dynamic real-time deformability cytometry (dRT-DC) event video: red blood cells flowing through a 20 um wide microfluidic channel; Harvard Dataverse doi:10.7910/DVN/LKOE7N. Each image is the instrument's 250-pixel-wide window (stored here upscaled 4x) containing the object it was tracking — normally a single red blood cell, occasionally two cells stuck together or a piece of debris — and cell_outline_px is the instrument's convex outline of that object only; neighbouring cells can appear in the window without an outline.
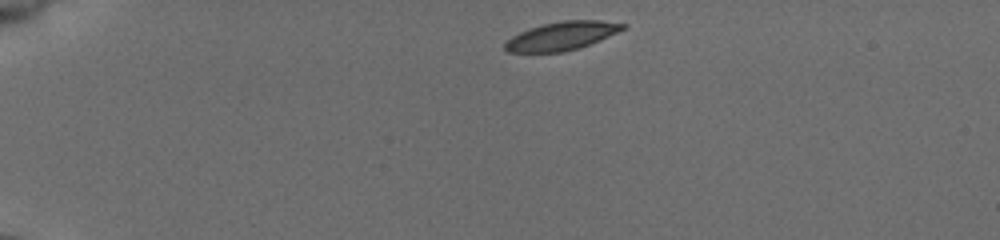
{"species": "common noctule bat (a hibernating species)", "species_latin": "Nyctalus noctula", "temperature_condition": "cold", "stored_images_in_passage": 43, "camera_frame_rate_fps": 3000, "um_per_image_px": 0.085, "animal": {"sex": "female", "body_mass_g": 19.5, "forearm_length_mm": 54.1}, "frame": {"image": 1, "passage_image": 1, "time_ms": 0.0, "image_size_px": [1000, 240], "cell_outline_px": [[628, 24], [624, 28], [616, 32], [588, 44], [576, 48], [560, 52], [508, 52], [504, 48], [504, 44], [512, 36], [528, 28], [560, 20], [600, 20]], "centroid_in_image_um": [47.7, 3.04], "position_along_channel_um": 37.3, "area_um2": 19.13}}
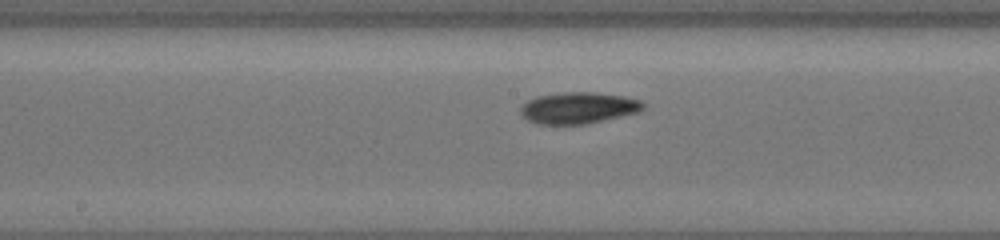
{"frame": {"image": 2, "passage_image": 19, "time_ms": 6.0, "image_size_px": [1000, 240], "cell_outline_px": [[644, 108], [636, 112], [600, 120], [580, 124], [540, 124], [528, 120], [520, 112], [520, 108], [528, 100], [536, 96], [564, 92], [596, 92], [624, 96], [640, 100], [644, 104]], "centroid_in_image_um": [49.13, 9.15], "position_along_channel_um": 199.1, "area_um2": 22.02}}
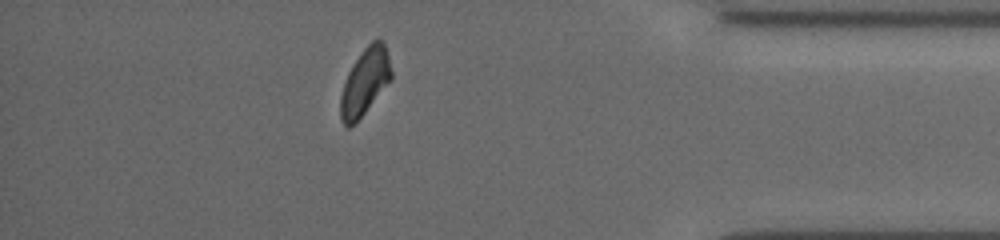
{"frame": {"image": 3, "passage_image": 37, "time_ms": 12.0, "image_size_px": [1000, 240], "cell_outline_px": [[392, 80], [364, 112], [348, 128], [340, 120], [340, 96], [348, 72], [352, 64], [364, 48], [372, 40], [380, 40], [384, 44], [388, 56], [392, 72]], "centroid_in_image_um": [31.01, 6.94], "position_along_channel_um": 404.2, "area_um2": 19.42}, "authors_computed_cell_mechanics": {"area_um2": 20.4034, "velocity_mm_per_s": 3.864, "shape_relaxation_time_tau1_ms": 2.7588, "shape_relaxation_time_tau2_ms": null, "deformation_change_tau1": 0.1293, "deformation_change_tau2": null}}